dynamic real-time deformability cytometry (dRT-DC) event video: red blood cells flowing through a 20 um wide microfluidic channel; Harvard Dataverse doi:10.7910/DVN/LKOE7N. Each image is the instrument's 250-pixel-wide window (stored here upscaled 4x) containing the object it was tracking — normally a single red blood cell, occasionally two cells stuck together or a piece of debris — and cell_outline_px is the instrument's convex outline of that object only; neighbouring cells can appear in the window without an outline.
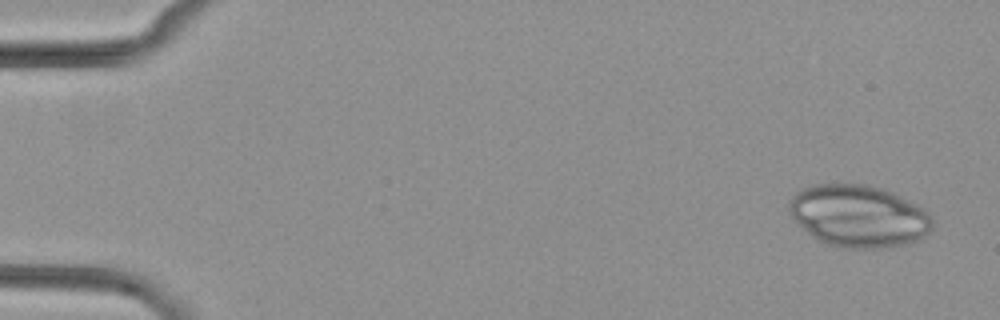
{"species": "common noctule bat (a hibernating species)", "species_latin": "Nyctalus noctula", "temperature_condition": "cold", "stored_images_in_passage": 2, "camera_frame_rate_fps": 3000, "um_per_image_px": 0.085, "animal": {"sex": "female", "body_mass_g": 29.2, "forearm_length_mm": 56.3}, "frame": {"image": 1, "passage_image": 2, "time_ms": 1.333, "image_size_px": [1000, 320], "cell_outline_px": [[932, 228], [924, 236], [916, 240], [904, 244], [880, 248], [844, 248], [828, 244], [812, 236], [788, 212], [788, 204], [792, 196], [796, 192], [804, 188], [816, 184], [864, 184], [880, 188], [892, 192], [924, 208], [932, 216]], "centroid_in_image_um": [72.99, 18.35], "position_along_channel_um": 12.0, "area_um2": 51.56}}